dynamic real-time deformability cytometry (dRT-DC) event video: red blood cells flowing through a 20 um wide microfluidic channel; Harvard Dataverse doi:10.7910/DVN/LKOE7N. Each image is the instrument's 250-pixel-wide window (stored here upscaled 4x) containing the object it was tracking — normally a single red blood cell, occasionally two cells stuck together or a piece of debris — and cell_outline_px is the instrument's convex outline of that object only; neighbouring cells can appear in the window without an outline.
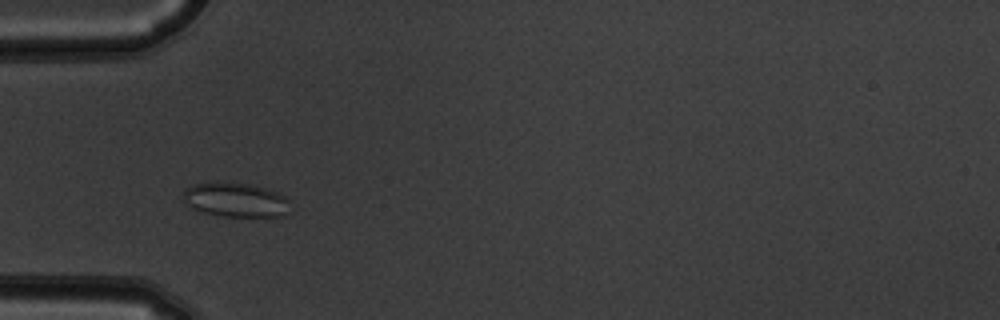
{"species": "common noctule bat (a hibernating species)", "species_latin": "Nyctalus noctula", "temperature_condition": "warm", "stored_images_in_passage": 4, "camera_frame_rate_fps": 3000, "um_per_image_px": 0.085, "animal": {"sex": "male", "body_mass_g": 19.5, "forearm_length_mm": 54.6}, "frame": {"image": 1, "passage_image": 3, "time_ms": 0.667, "image_size_px": [1000, 320], "cell_outline_px": [[288, 212], [284, 216], [220, 216], [204, 212], [188, 204], [184, 200], [184, 192], [188, 188], [196, 184], [216, 180], [248, 184], [280, 192], [288, 200]], "centroid_in_image_um": [20.06, 16.97], "position_along_channel_um": 64.9, "area_um2": 21.27}}
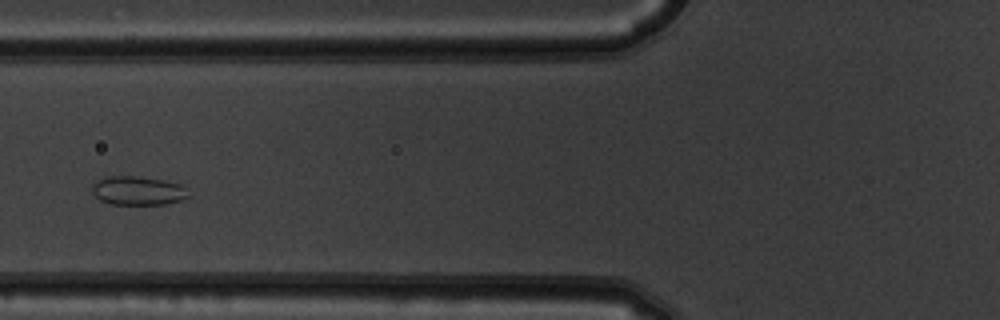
{"frame": {"image": 2, "passage_image": 4, "time_ms": 1.0, "image_size_px": [1000, 320], "cell_outline_px": [[192, 196], [180, 200], [164, 204], [112, 204], [100, 200], [92, 192], [92, 184], [96, 180], [108, 176], [140, 176], [164, 180], [180, 184]], "centroid_in_image_um": [11.72, 16.2], "position_along_channel_um": 114.1, "area_um2": 16.24}}